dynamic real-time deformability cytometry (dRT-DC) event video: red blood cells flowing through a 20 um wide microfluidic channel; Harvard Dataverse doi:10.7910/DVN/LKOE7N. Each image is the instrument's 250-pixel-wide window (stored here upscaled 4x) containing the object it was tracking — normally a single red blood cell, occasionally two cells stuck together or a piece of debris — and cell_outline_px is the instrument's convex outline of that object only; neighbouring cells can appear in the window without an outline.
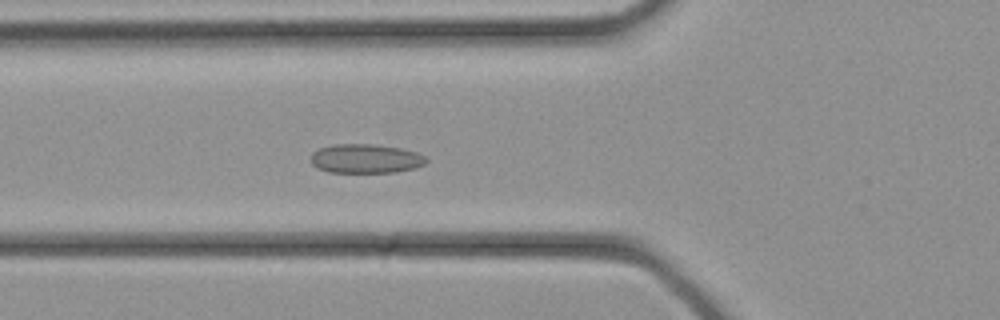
{"species": "common noctule bat (a hibernating species)", "species_latin": "Nyctalus noctula", "temperature_condition": "cold", "stored_images_in_passage": 34, "camera_frame_rate_fps": 3000, "um_per_image_px": 0.085, "animal": {"sex": "female", "body_mass_g": 21.9}, "frame": {"image": 1, "passage_image": 12, "time_ms": 3.667, "image_size_px": [1000, 320], "cell_outline_px": [[428, 160], [424, 164], [416, 168], [396, 172], [328, 172], [316, 168], [312, 164], [312, 152], [320, 148], [332, 144], [376, 144], [400, 148], [416, 152], [424, 156]], "centroid_in_image_um": [31.08, 13.48], "position_along_channel_um": 94.7, "area_um2": 19.65}}
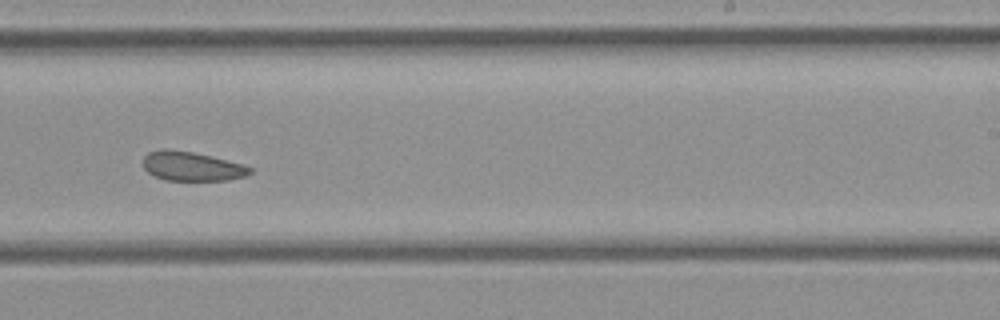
{"frame": {"image": 2, "passage_image": 21, "time_ms": 6.667, "image_size_px": [1000, 320], "cell_outline_px": [[252, 172], [244, 176], [228, 180], [164, 180], [148, 172], [144, 168], [144, 156], [148, 152], [164, 148], [168, 148], [192, 152], [212, 156], [244, 164], [252, 168]], "centroid_in_image_um": [16.31, 14.12], "position_along_channel_um": 272.7, "area_um2": 18.21}}
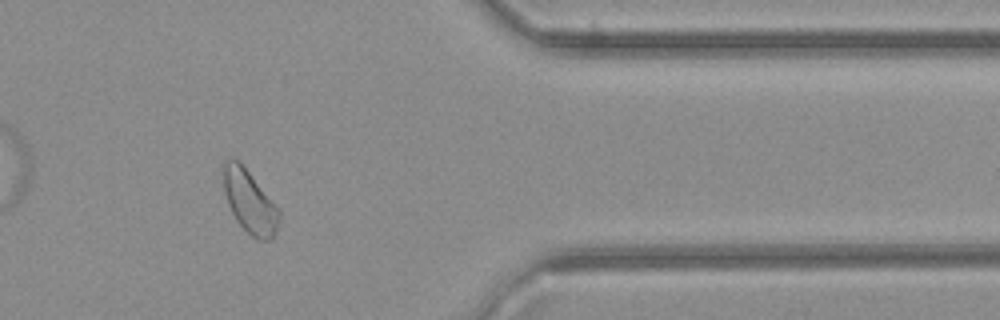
{"frame": {"image": 3, "passage_image": 28, "time_ms": 9.0, "image_size_px": [1000, 320], "cell_outline_px": [[280, 220], [276, 232], [272, 240], [260, 240], [252, 236], [236, 220], [228, 204], [224, 192], [220, 172], [220, 168], [224, 160], [228, 156], [236, 160], [248, 172], [280, 208]], "centroid_in_image_um": [21.19, 17.11], "position_along_channel_um": 390.2, "area_um2": 20.75}}